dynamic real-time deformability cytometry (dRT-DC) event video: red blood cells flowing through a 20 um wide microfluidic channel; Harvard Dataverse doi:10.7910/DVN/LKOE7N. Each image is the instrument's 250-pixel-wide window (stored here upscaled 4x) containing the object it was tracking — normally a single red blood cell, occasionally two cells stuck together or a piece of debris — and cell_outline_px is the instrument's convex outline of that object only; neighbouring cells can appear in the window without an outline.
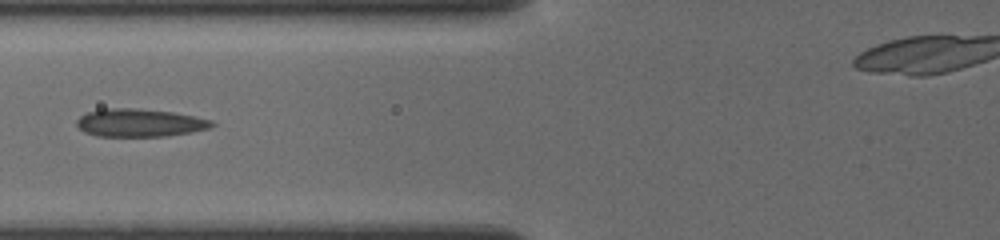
{"species": "common noctule bat (a hibernating species)", "species_latin": "Nyctalus noctula", "temperature_condition": "cold", "stored_images_in_passage": 10, "camera_frame_rate_fps": 3000, "um_per_image_px": 0.085, "animal": {"sex": "female", "body_mass_g": 19.5, "forearm_length_mm": 54.1}, "frame": {"image": 1, "passage_image": 6, "time_ms": 5.667, "image_size_px": [1000, 240], "cell_outline_px": [[216, 124], [208, 128], [192, 132], [164, 136], [96, 136], [84, 132], [76, 124], [76, 120], [80, 116], [88, 112], [104, 108], [136, 108], [172, 112], [212, 120]], "centroid_in_image_um": [11.84, 10.43], "position_along_channel_um": 114.0, "area_um2": 21.91}}
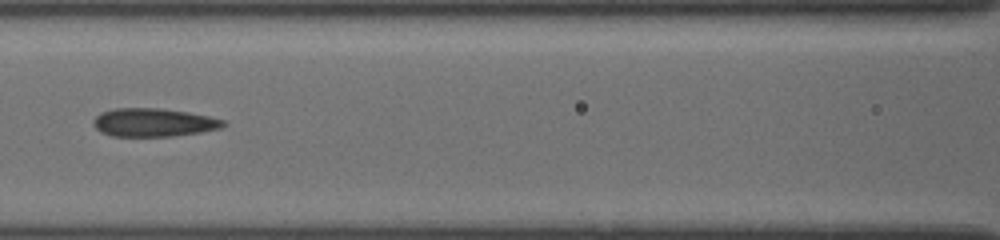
{"frame": {"image": 2, "passage_image": 7, "time_ms": 6.667, "image_size_px": [1000, 240], "cell_outline_px": [[228, 124], [220, 128], [200, 132], [172, 136], [112, 136], [100, 132], [92, 124], [92, 120], [100, 112], [116, 108], [160, 108], [188, 112], [208, 116], [224, 120]], "centroid_in_image_um": [13.03, 10.4], "position_along_channel_um": 153.6, "area_um2": 21.5}}
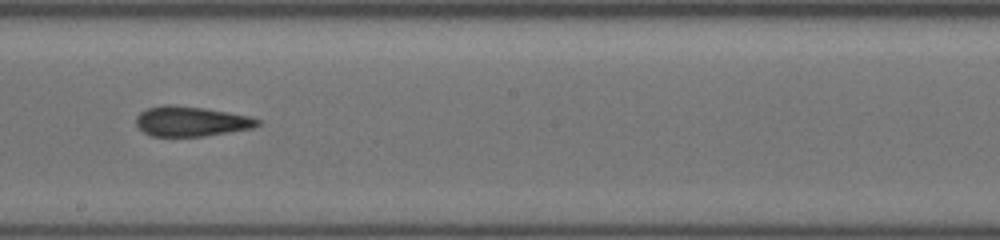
{"frame": {"image": 3, "passage_image": 9, "time_ms": 8.667, "image_size_px": [1000, 240], "cell_outline_px": [[264, 124], [252, 128], [204, 136], [152, 136], [144, 132], [136, 124], [136, 116], [140, 112], [148, 108], [164, 104], [168, 104], [204, 108], [252, 116], [260, 120]], "centroid_in_image_um": [16.28, 10.31], "position_along_channel_um": 231.9, "area_um2": 21.27}}